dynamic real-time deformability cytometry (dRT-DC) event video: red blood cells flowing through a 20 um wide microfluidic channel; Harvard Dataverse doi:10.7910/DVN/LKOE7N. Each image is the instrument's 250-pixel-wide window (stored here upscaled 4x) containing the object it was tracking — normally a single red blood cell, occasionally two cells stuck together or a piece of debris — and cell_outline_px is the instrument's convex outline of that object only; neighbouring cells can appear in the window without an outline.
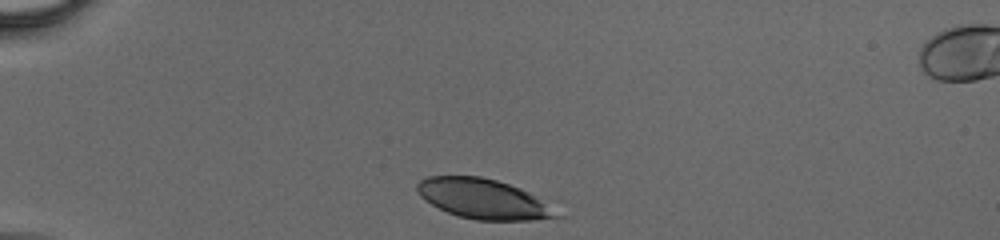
{"species": "human", "species_latin": "Homo sapiens", "temperature_condition": "cold", "stored_images_in_passage": 31, "camera_frame_rate_fps": 3000, "um_per_image_px": 0.085, "donor": {"sex": "male"}, "frame": {"image": 1, "passage_image": 1, "time_ms": 0.0, "image_size_px": [1000, 240], "cell_outline_px": [[564, 216], [532, 220], [476, 220], [460, 216], [448, 212], [424, 200], [416, 192], [416, 184], [420, 180], [428, 176], [480, 176], [496, 180], [560, 200]], "centroid_in_image_um": [41.37, 16.91], "position_along_channel_um": 43.6, "area_um2": 34.1}}
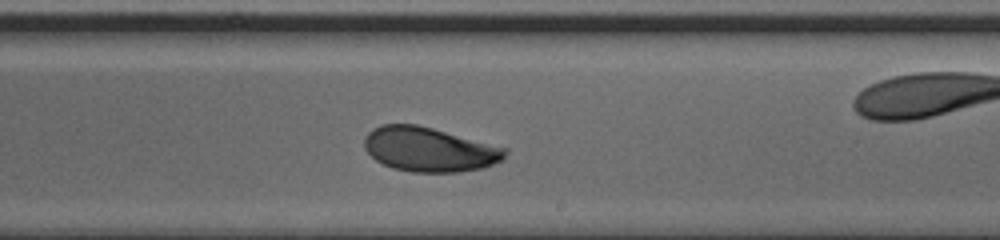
{"frame": {"image": 2, "passage_image": 18, "time_ms": 5.667, "image_size_px": [1000, 240], "cell_outline_px": [[508, 152], [504, 160], [484, 168], [460, 172], [412, 172], [392, 168], [376, 160], [364, 148], [364, 136], [372, 128], [380, 124], [416, 124], [432, 128], [508, 148]], "centroid_in_image_um": [36.5, 12.7], "position_along_channel_um": 252.5, "area_um2": 36.7}}
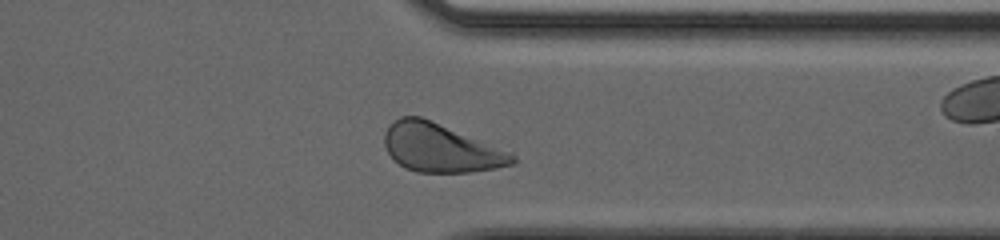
{"frame": {"image": 3, "passage_image": 26, "time_ms": 8.333, "image_size_px": [1000, 240], "cell_outline_px": [[516, 164], [496, 168], [468, 172], [416, 172], [404, 168], [388, 152], [384, 144], [384, 132], [400, 116], [420, 116], [512, 152], [516, 156]], "centroid_in_image_um": [37.48, 12.58], "position_along_channel_um": 373.9, "area_um2": 35.89}}